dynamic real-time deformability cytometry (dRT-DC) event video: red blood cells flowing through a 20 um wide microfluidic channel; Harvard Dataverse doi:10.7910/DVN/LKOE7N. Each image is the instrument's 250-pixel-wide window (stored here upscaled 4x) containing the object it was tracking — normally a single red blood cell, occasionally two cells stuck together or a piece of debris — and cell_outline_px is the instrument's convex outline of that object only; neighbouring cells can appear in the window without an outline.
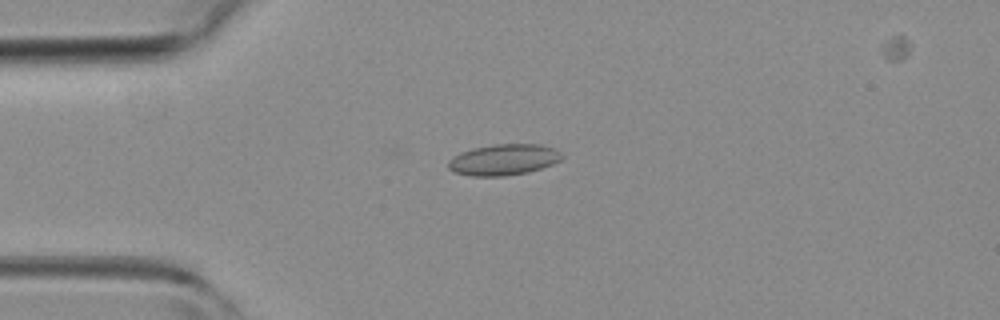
{"species": "common noctule bat (a hibernating species)", "species_latin": "Nyctalus noctula", "temperature_condition": "room temperature", "stored_images_in_passage": 4, "camera_frame_rate_fps": 3000, "um_per_image_px": 0.085, "animal": {"sex": "female", "body_mass_g": 19.3, "forearm_length_mm": 54.1}, "frame": {"image": 1, "passage_image": 4, "time_ms": 4.0, "image_size_px": [1000, 320], "cell_outline_px": [[564, 156], [560, 160], [552, 164], [528, 172], [504, 176], [472, 176], [456, 172], [448, 168], [448, 160], [452, 156], [460, 152], [472, 148], [496, 144], [540, 144], [552, 148], [560, 152]], "centroid_in_image_um": [42.78, 13.57], "position_along_channel_um": 42.2, "area_um2": 20.52}}